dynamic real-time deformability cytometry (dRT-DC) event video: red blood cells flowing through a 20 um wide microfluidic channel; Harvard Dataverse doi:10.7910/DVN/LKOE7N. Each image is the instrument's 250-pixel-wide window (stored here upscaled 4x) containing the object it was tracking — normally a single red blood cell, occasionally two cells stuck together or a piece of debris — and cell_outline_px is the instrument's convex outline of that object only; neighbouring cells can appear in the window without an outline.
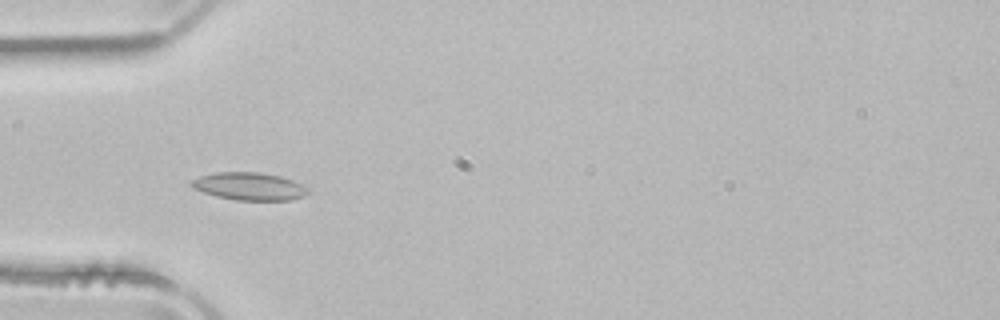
{"species": "common noctule bat (a hibernating species)", "species_latin": "Nyctalus noctula", "temperature_condition": "room temperature", "stored_images_in_passage": 51, "camera_frame_rate_fps": 3000, "um_per_image_px": 0.085, "animal": {"sex": "male", "body_mass_g": 21.5, "forearm_length_mm": 52.0}, "frame": {"image": 1, "passage_image": 16, "time_ms": 5.0, "image_size_px": [1000, 320], "cell_outline_px": [[308, 192], [304, 196], [292, 200], [236, 200], [216, 196], [192, 188], [188, 184], [192, 180], [200, 176], [216, 172], [260, 172], [280, 176], [292, 180], [308, 188]], "centroid_in_image_um": [21.17, 15.83], "position_along_channel_um": 63.8, "area_um2": 18.79}}
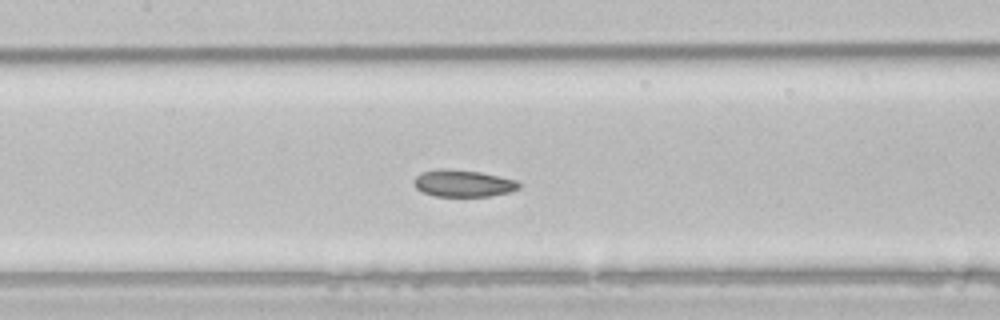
{"frame": {"image": 2, "passage_image": 24, "time_ms": 7.667, "image_size_px": [1000, 320], "cell_outline_px": [[520, 188], [508, 192], [488, 196], [436, 196], [424, 192], [416, 188], [412, 184], [416, 176], [424, 172], [440, 168], [444, 168], [480, 172], [516, 180], [520, 184]], "centroid_in_image_um": [39.35, 15.58], "position_along_channel_um": 168.1, "area_um2": 16.3}}
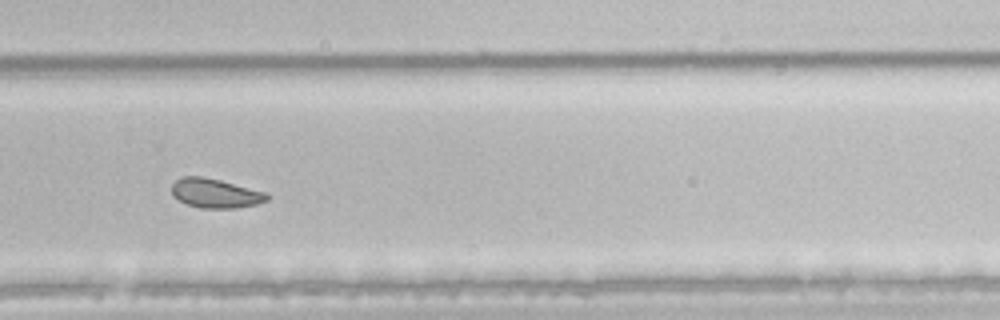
{"frame": {"image": 3, "passage_image": 35, "time_ms": 11.333, "image_size_px": [1000, 320], "cell_outline_px": [[268, 200], [256, 204], [236, 208], [200, 208], [188, 204], [172, 196], [172, 184], [176, 180], [184, 176], [204, 176], [268, 192]], "centroid_in_image_um": [18.32, 16.42], "position_along_channel_um": 311.5, "area_um2": 16.3}, "authors_computed_cell_mechanics": {"area_um2": 18.7272, "velocity_mm_per_s": 3.9316, "shape_relaxation_time_tau1_ms": 2.9771, "shape_relaxation_time_tau2_ms": 2.5964, "deformation_change_tau1": 0.0826, "deformation_change_tau2": 0.0704}}